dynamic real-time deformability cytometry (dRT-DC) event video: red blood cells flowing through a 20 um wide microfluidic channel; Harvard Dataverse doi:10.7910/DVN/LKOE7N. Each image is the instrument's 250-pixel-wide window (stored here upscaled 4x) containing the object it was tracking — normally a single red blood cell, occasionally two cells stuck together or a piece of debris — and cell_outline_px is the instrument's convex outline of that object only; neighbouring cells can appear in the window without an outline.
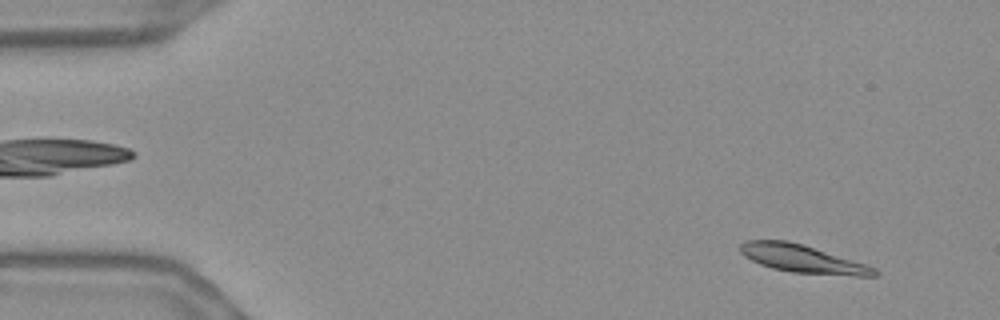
{"species": "Egyptian fruit bat (a non-hibernating species)", "species_latin": "Rousettus aegyptiacus", "temperature_condition": "warm", "stored_images_in_passage": 55, "camera_frame_rate_fps": 3000, "um_per_image_px": 0.085, "frame": {"image": 1, "passage_image": 4, "time_ms": 1.0, "image_size_px": [1000, 320], "cell_outline_px": [[880, 276], [856, 276], [792, 272], [772, 268], [760, 264], [744, 256], [740, 252], [740, 244], [744, 240], [788, 240], [804, 244], [868, 264], [876, 268], [880, 272]], "centroid_in_image_um": [68.27, 21.99], "position_along_channel_um": 16.7, "area_um2": 22.14}}
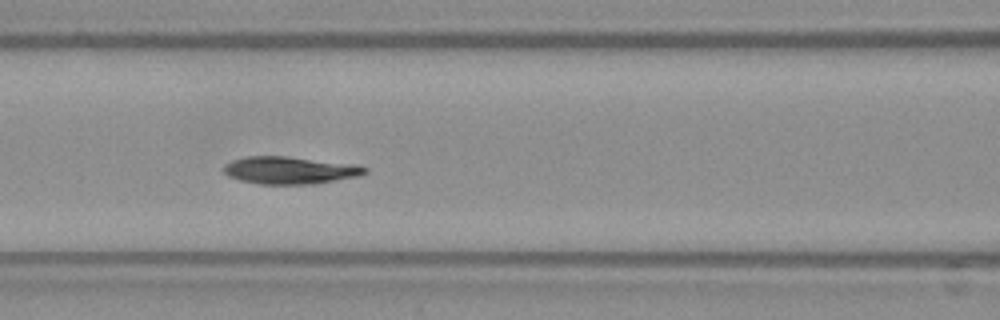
{"frame": {"image": 2, "passage_image": 23, "time_ms": 7.333, "image_size_px": [1000, 320], "cell_outline_px": [[368, 172], [356, 176], [316, 184], [260, 184], [240, 180], [228, 176], [224, 172], [224, 164], [232, 160], [244, 156], [288, 156], [356, 164], [368, 168]], "centroid_in_image_um": [24.63, 14.46], "position_along_channel_um": 142.0, "area_um2": 22.66}}
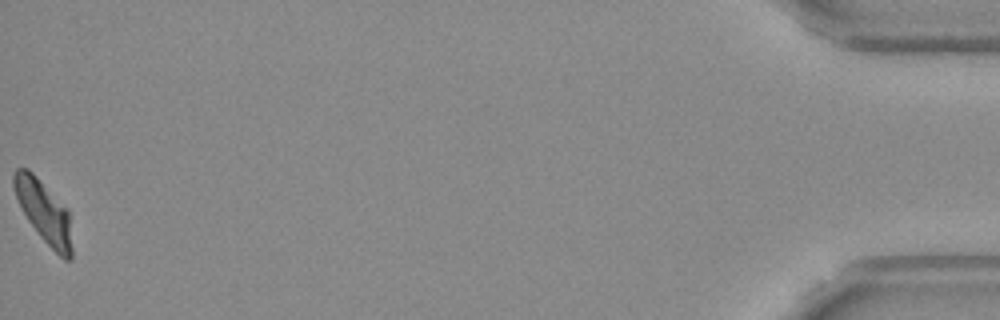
{"frame": {"image": 3, "passage_image": 55, "time_ms": 18.0, "image_size_px": [1000, 320], "cell_outline_px": [[72, 260], [64, 260], [40, 236], [28, 220], [16, 196], [12, 184], [12, 172], [16, 168], [28, 168], [68, 208], [72, 248]], "centroid_in_image_um": [3.73, 17.97], "position_along_channel_um": 431.5, "area_um2": 20.92}, "authors_computed_cell_mechanics": {"area_um2": 22.1374, "velocity_mm_per_s": 3.6511, "shape_relaxation_time_tau1_ms": 3.9965, "shape_relaxation_time_tau2_ms": null, "deformation_change_tau1": 0.1306, "deformation_change_tau2": null}}